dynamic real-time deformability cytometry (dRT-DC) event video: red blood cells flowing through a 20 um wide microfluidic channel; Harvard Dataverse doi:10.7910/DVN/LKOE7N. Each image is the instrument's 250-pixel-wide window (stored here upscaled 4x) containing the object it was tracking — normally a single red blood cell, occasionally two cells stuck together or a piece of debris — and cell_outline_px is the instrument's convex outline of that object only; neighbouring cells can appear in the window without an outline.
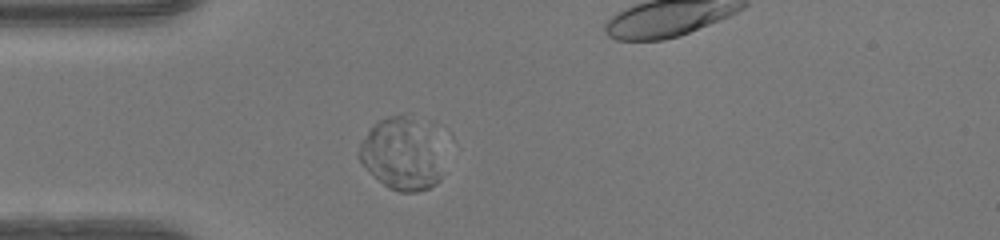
{"species": "human", "species_latin": "Homo sapiens", "temperature_condition": "warm", "stored_images_in_passage": 41, "camera_frame_rate_fps": 3000, "um_per_image_px": 0.085, "donor": {"sex": "female"}, "frame": {"image": 1, "passage_image": 5, "time_ms": 1.333, "image_size_px": [1000, 240], "cell_outline_px": [[440, 180], [436, 184], [428, 188], [416, 192], [400, 192], [388, 188], [356, 156], [356, 152], [360, 144], [368, 132], [380, 120], [388, 116], [404, 116], [412, 120], [416, 124], [440, 176]], "centroid_in_image_um": [33.88, 13.22], "position_along_channel_um": 51.1, "area_um2": 31.15}}
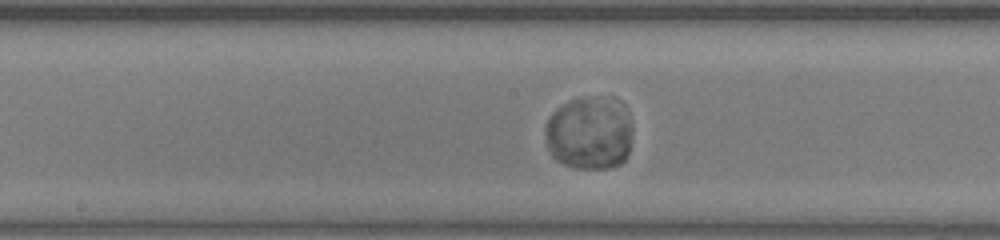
{"frame": {"image": 2, "passage_image": 17, "time_ms": 5.333, "image_size_px": [1000, 240], "cell_outline_px": [[632, 132], [628, 156], [620, 164], [608, 168], [576, 168], [564, 164], [556, 160], [552, 156], [548, 148], [544, 132], [544, 124], [548, 116], [556, 108], [568, 100], [612, 96], [616, 96], [624, 104], [628, 112], [632, 128]], "centroid_in_image_um": [50.11, 11.28], "position_along_channel_um": 198.1, "area_um2": 38.15}}
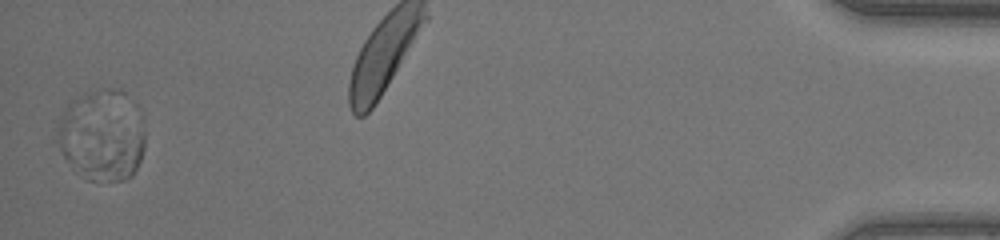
{"frame": {"image": 3, "passage_image": 41, "time_ms": 13.333, "image_size_px": [1000, 240], "cell_outline_px": [[144, 148], [140, 160], [132, 176], [124, 180], [84, 180], [76, 172], [64, 156], [56, 140], [56, 128], [64, 108], [76, 96], [84, 92], [108, 88], [120, 88], [140, 108], [144, 116]], "centroid_in_image_um": [8.68, 11.46], "position_along_channel_um": 426.5, "area_um2": 47.69}, "authors_computed_cell_mechanics": {"area_um2": 38.9572, "velocity_mm_per_s": 4.0004, "shape_relaxation_time_tau1_ms": 1.142, "shape_relaxation_time_tau2_ms": null, "deformation_change_tau1": 0.0155, "deformation_change_tau2": null}}